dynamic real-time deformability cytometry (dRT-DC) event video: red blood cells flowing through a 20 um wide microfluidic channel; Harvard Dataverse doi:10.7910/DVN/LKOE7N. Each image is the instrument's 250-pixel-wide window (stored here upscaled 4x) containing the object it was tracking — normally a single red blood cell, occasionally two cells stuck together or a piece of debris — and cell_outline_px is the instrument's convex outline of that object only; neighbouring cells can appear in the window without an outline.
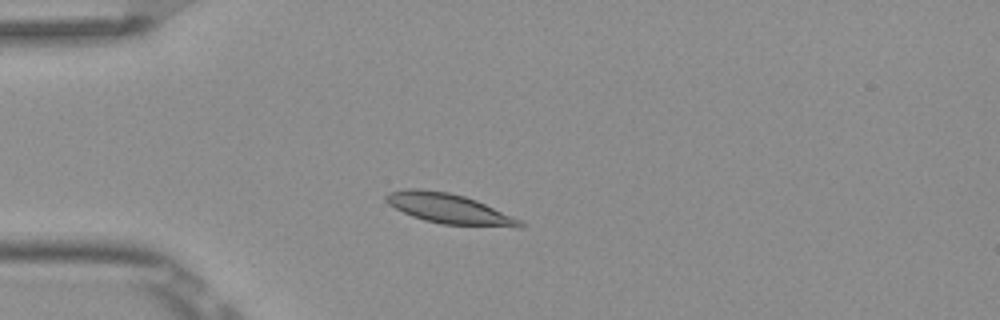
{"species": "Egyptian fruit bat (a non-hibernating species)", "species_latin": "Rousettus aegyptiacus", "temperature_condition": "room temperature", "stored_images_in_passage": 2, "camera_frame_rate_fps": 3000, "um_per_image_px": 0.085, "frame": {"image": 1, "passage_image": 2, "time_ms": 0.333, "image_size_px": [1000, 320], "cell_outline_px": [[524, 228], [516, 228], [440, 224], [424, 220], [412, 216], [388, 204], [384, 200], [384, 196], [388, 192], [404, 188], [420, 188], [448, 192], [464, 196], [476, 200], [512, 216], [520, 220], [524, 224]], "centroid_in_image_um": [38.16, 17.74], "position_along_channel_um": 46.8, "area_um2": 23.64}}